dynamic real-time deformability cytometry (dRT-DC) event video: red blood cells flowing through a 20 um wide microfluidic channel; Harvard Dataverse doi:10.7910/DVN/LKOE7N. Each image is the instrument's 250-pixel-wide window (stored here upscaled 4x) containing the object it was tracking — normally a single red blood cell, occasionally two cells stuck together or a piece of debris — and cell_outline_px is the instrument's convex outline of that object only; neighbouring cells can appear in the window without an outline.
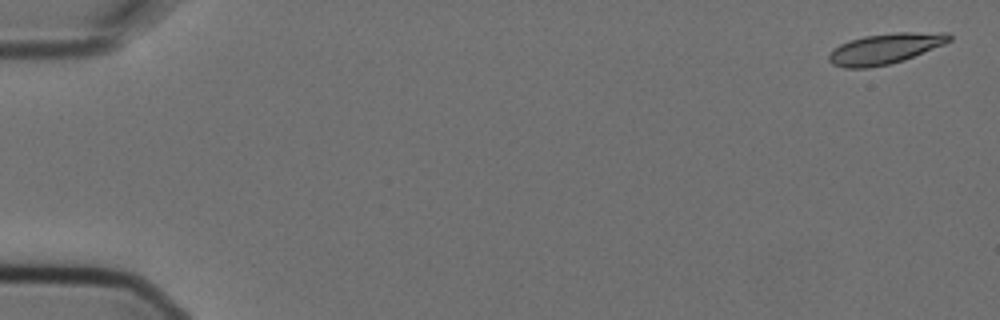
{"species": "Egyptian fruit bat (a non-hibernating species)", "species_latin": "Rousettus aegyptiacus", "temperature_condition": "cold", "stored_images_in_passage": 6, "camera_frame_rate_fps": 3000, "um_per_image_px": 0.085, "animal": {"sex": "female"}, "frame": {"image": 1, "passage_image": 1, "time_ms": 0.0, "image_size_px": [1000, 320], "cell_outline_px": [[952, 40], [944, 44], [904, 60], [888, 64], [868, 68], [844, 68], [832, 64], [828, 60], [828, 56], [840, 44], [864, 36], [896, 32], [948, 32], [952, 36]], "centroid_in_image_um": [75.27, 4.13], "position_along_channel_um": 9.7, "area_um2": 21.33}}
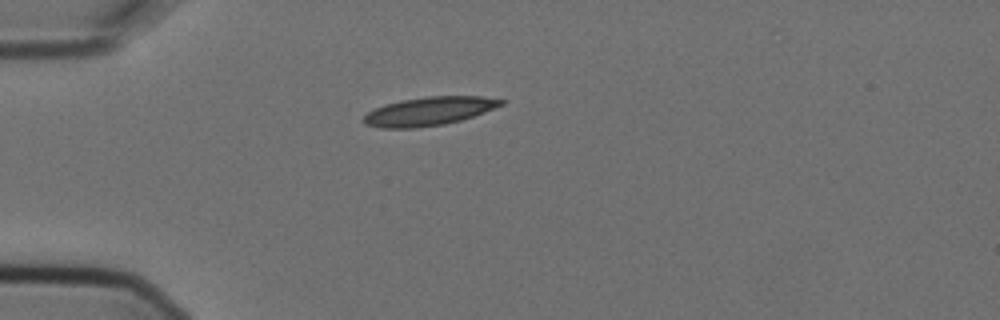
{"frame": {"image": 2, "passage_image": 5, "time_ms": 1.333, "image_size_px": [1000, 320], "cell_outline_px": [[504, 104], [484, 112], [460, 120], [444, 124], [412, 128], [380, 128], [364, 124], [364, 116], [368, 112], [384, 104], [400, 100], [428, 96], [480, 96], [504, 100]], "centroid_in_image_um": [36.44, 9.45], "position_along_channel_um": 48.6, "area_um2": 22.66}}